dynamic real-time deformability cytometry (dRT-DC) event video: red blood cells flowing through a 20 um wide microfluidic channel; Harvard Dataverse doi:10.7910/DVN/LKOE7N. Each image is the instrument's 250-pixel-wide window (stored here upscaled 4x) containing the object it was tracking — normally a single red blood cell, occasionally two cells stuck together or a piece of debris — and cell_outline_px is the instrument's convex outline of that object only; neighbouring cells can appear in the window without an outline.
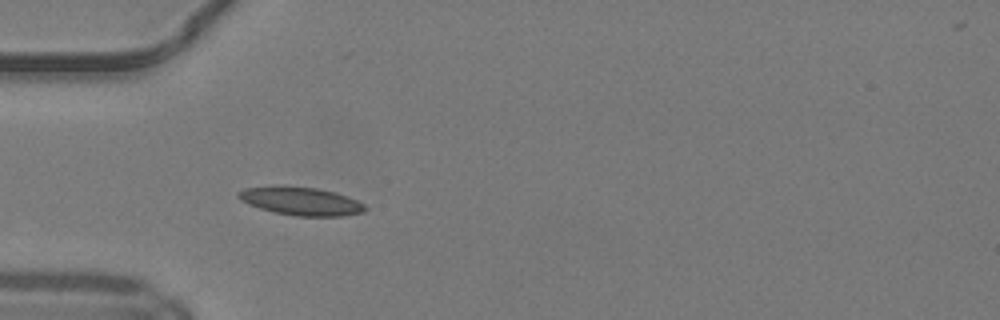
{"species": "common noctule bat (a hibernating species)", "species_latin": "Nyctalus noctula", "temperature_condition": "warm", "stored_images_in_passage": 31, "camera_frame_rate_fps": 3000, "um_per_image_px": 0.085, "animal": {"sex": "male", "body_mass_g": 19.2, "forearm_length_mm": 51.8}, "frame": {"image": 1, "passage_image": 4, "time_ms": 1.0, "image_size_px": [1000, 320], "cell_outline_px": [[368, 208], [364, 212], [340, 216], [296, 216], [272, 212], [248, 204], [240, 200], [236, 196], [244, 188], [280, 184], [316, 188], [336, 192], [356, 200], [364, 204]], "centroid_in_image_um": [25.55, 17.08], "position_along_channel_um": 59.5, "area_um2": 21.15}}
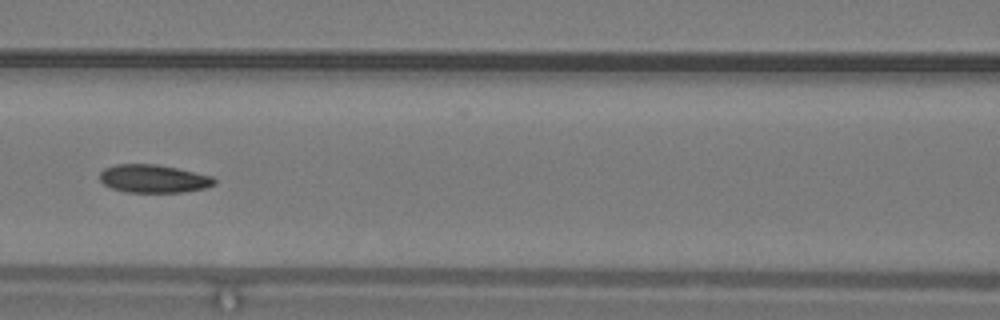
{"frame": {"image": 2, "passage_image": 11, "time_ms": 3.333, "image_size_px": [1000, 320], "cell_outline_px": [[216, 184], [204, 188], [184, 192], [124, 192], [112, 188], [104, 184], [100, 180], [100, 172], [104, 168], [116, 164], [156, 164], [176, 168], [212, 176], [216, 180]], "centroid_in_image_um": [13.04, 15.19], "position_along_channel_um": 153.6, "area_um2": 18.73}}
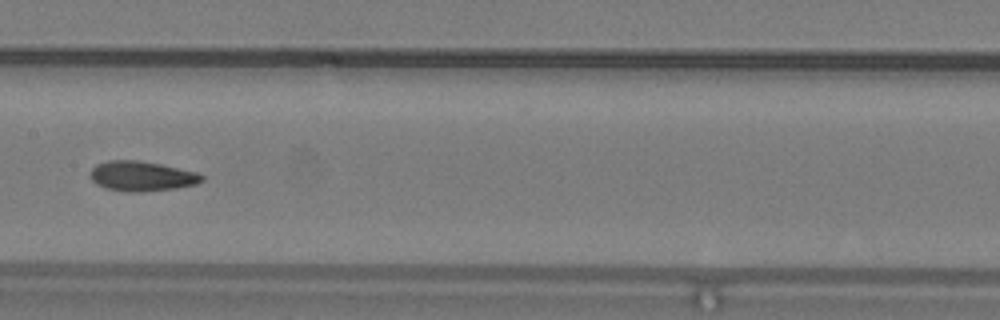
{"frame": {"image": 3, "passage_image": 14, "time_ms": 4.333, "image_size_px": [1000, 320], "cell_outline_px": [[204, 180], [196, 184], [176, 188], [140, 192], [128, 192], [108, 188], [96, 184], [92, 180], [92, 168], [96, 164], [108, 160], [136, 160], [160, 164], [196, 172], [204, 176]], "centroid_in_image_um": [12.06, 14.97], "position_along_channel_um": 195.3, "area_um2": 19.25}, "authors_computed_cell_mechanics": {"area_um2": 19.074, "velocity_mm_per_s": 4.183, "shape_relaxation_time_tau1_ms": 9.8338, "shape_relaxation_time_tau2_ms": 2.9167, "deformation_change_tau1": 0.2257, "deformation_change_tau2": 0.0891}}